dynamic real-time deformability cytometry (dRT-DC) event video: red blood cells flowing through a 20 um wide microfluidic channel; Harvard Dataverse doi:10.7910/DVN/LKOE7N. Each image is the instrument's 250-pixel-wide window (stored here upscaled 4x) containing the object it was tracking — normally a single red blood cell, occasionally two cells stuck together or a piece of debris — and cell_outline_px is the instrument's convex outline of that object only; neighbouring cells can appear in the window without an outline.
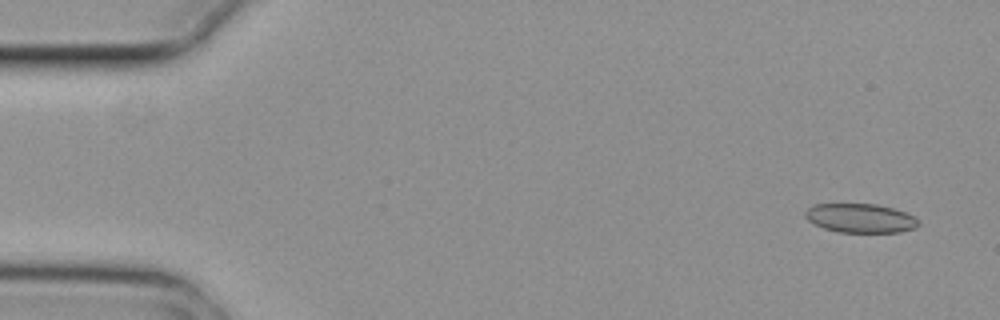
{"species": "common noctule bat (a hibernating species)", "species_latin": "Nyctalus noctula", "temperature_condition": "cold", "stored_images_in_passage": 8, "camera_frame_rate_fps": 3000, "um_per_image_px": 0.085, "animal": {"sex": "female", "body_mass_g": 29.2, "forearm_length_mm": 56.3}, "frame": {"image": 1, "passage_image": 1, "time_ms": 0.0, "image_size_px": [1000, 320], "cell_outline_px": [[920, 224], [916, 228], [900, 232], [836, 232], [824, 228], [808, 220], [804, 216], [804, 212], [812, 204], [876, 204], [892, 208], [916, 216], [920, 220]], "centroid_in_image_um": [73.16, 18.54], "position_along_channel_um": 11.8, "area_um2": 19.31}}
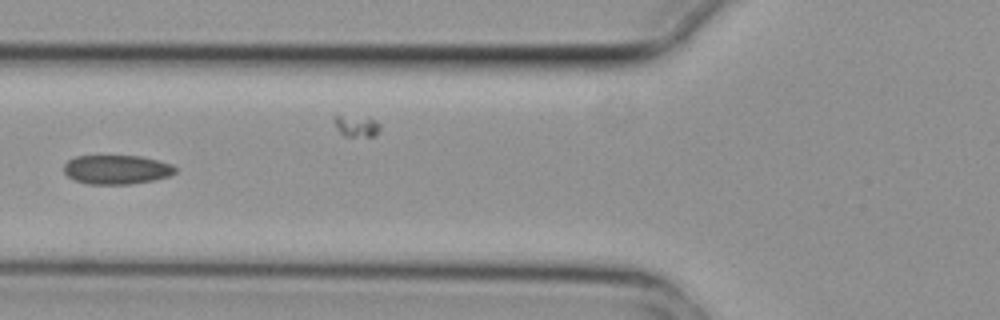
{"frame": {"image": 2, "passage_image": 6, "time_ms": 1.667, "image_size_px": [1000, 320], "cell_outline_px": [[176, 172], [168, 176], [152, 180], [128, 184], [88, 184], [76, 180], [68, 176], [64, 172], [64, 164], [68, 160], [76, 156], [140, 156], [172, 164], [176, 168]], "centroid_in_image_um": [9.9, 14.41], "position_along_channel_um": 115.9, "area_um2": 18.73}}
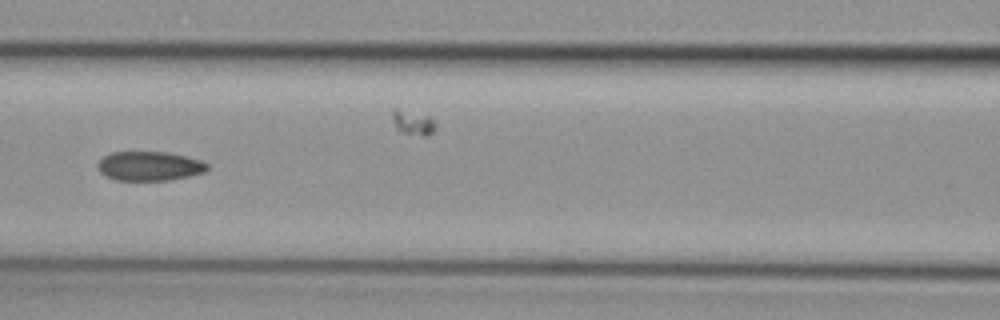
{"frame": {"image": 3, "passage_image": 7, "time_ms": 2.0, "image_size_px": [1000, 320], "cell_outline_px": [[208, 168], [204, 172], [188, 176], [168, 180], [116, 180], [104, 176], [100, 172], [96, 164], [104, 156], [112, 152], [168, 152], [200, 160], [208, 164]], "centroid_in_image_um": [12.67, 14.11], "position_along_channel_um": 153.9, "area_um2": 18.61}}